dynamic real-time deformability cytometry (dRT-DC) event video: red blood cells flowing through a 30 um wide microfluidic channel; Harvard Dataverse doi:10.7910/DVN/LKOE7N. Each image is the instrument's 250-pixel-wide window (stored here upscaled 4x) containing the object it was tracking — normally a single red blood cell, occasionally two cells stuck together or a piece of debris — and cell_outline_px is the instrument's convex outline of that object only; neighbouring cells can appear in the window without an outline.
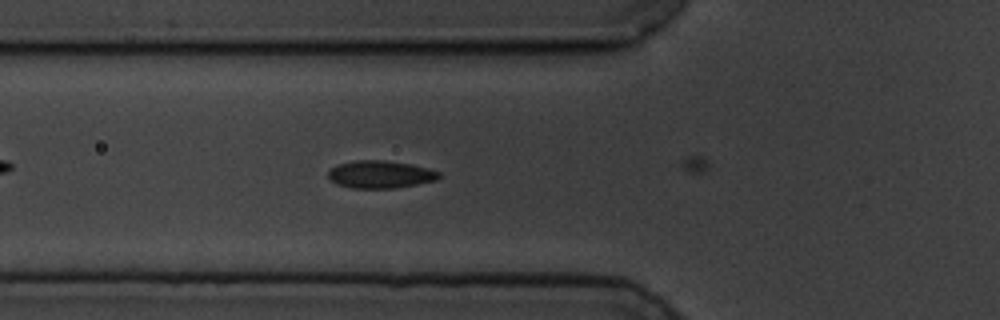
{"species": "common noctule bat (a hibernating species)", "species_latin": "Nyctalus noctula", "temperature_condition": "cold", "stored_images_in_passage": 28, "camera_frame_rate_fps": 3000, "um_per_image_px": 0.085, "animal": {"sex": "male", "body_mass_g": 19.5, "forearm_length_mm": 54.6}, "frame": {"image": 1, "passage_image": 16, "time_ms": 5.0, "image_size_px": [1000, 320], "cell_outline_px": [[440, 176], [436, 180], [396, 188], [352, 188], [336, 184], [328, 176], [328, 172], [336, 164], [352, 160], [384, 160], [412, 164], [428, 168], [440, 172]], "centroid_in_image_um": [32.31, 14.81], "position_along_channel_um": 93.5, "area_um2": 17.86}}
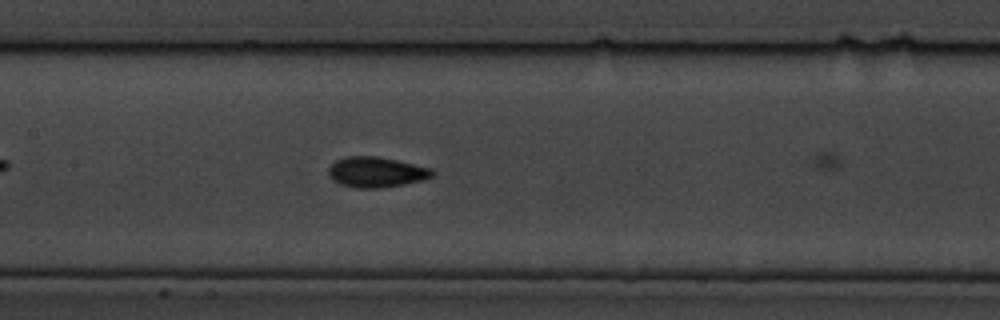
{"frame": {"image": 2, "passage_image": 23, "time_ms": 7.333, "image_size_px": [1000, 320], "cell_outline_px": [[436, 172], [432, 176], [424, 180], [404, 184], [380, 188], [356, 188], [340, 184], [332, 180], [328, 176], [328, 168], [336, 160], [348, 156], [376, 156], [396, 160], [432, 168]], "centroid_in_image_um": [31.98, 14.63], "position_along_channel_um": 175.4, "area_um2": 18.5}}
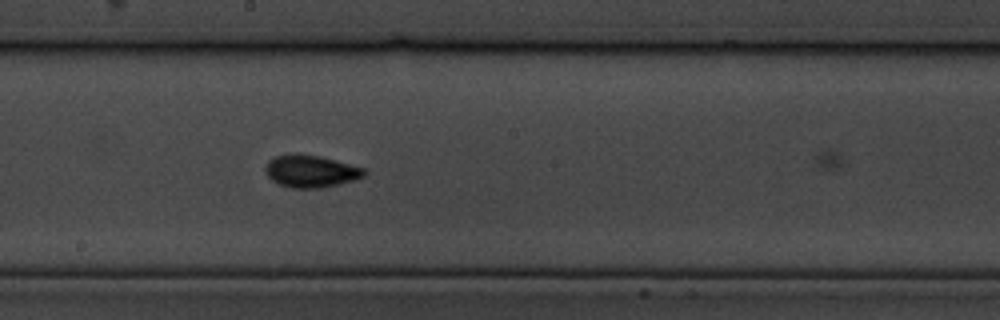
{"frame": {"image": 3, "passage_image": 27, "time_ms": 8.667, "image_size_px": [1000, 320], "cell_outline_px": [[368, 172], [364, 176], [340, 184], [324, 188], [292, 188], [280, 184], [272, 180], [264, 172], [264, 168], [268, 160], [272, 156], [288, 152], [296, 152], [320, 156], [336, 160], [364, 168]], "centroid_in_image_um": [26.37, 14.52], "position_along_channel_um": 221.8, "area_um2": 19.07}}